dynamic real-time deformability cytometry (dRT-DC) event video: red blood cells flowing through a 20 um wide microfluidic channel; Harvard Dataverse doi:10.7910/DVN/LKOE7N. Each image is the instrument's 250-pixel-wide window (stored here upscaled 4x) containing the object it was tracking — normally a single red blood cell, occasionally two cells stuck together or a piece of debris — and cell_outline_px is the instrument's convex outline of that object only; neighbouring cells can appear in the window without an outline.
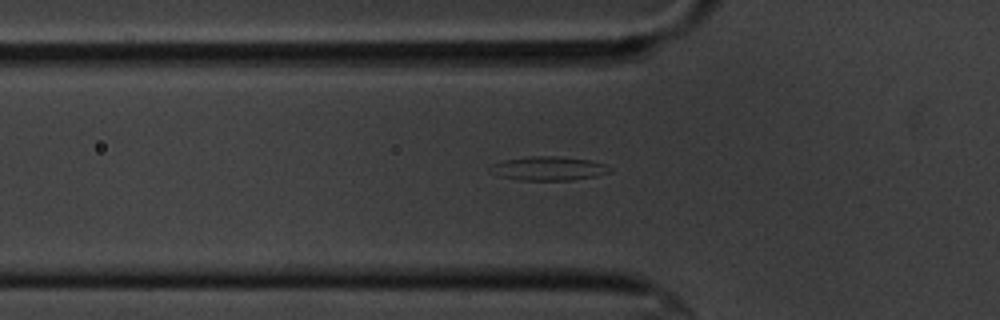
{"species": "common noctule bat (a hibernating species)", "species_latin": "Nyctalus noctula", "temperature_condition": "cold", "stored_images_in_passage": 40, "camera_frame_rate_fps": 3000, "um_per_image_px": 0.085, "animal": {"sex": "male", "body_mass_g": 20.1, "forearm_length_mm": 53.5}, "frame": {"image": 1, "passage_image": 2, "time_ms": 0.333, "image_size_px": [1000, 320], "cell_outline_px": [[612, 172], [596, 176], [572, 180], [520, 180], [500, 176], [488, 168], [504, 160], [528, 156], [556, 156], [588, 160], [604, 164], [612, 168]], "centroid_in_image_um": [46.68, 14.32], "position_along_channel_um": 79.1, "area_um2": 16.47}}
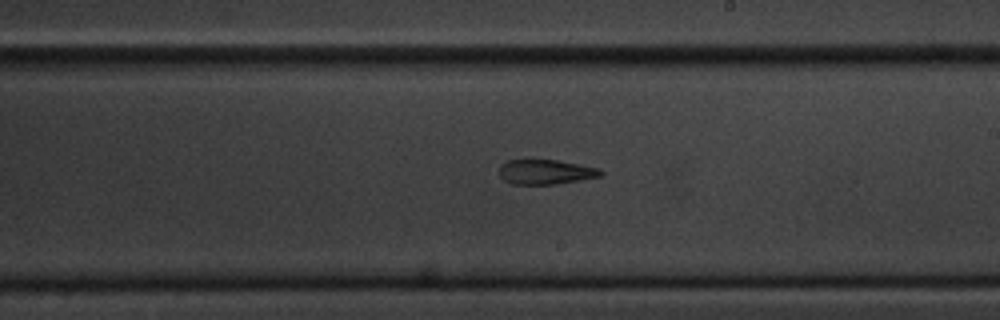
{"frame": {"image": 2, "passage_image": 16, "time_ms": 5.0, "image_size_px": [1000, 320], "cell_outline_px": [[604, 172], [600, 176], [580, 180], [556, 184], [512, 184], [504, 180], [500, 176], [500, 164], [508, 160], [556, 160], [600, 168]], "centroid_in_image_um": [46.38, 14.61], "position_along_channel_um": 242.6, "area_um2": 14.57}}
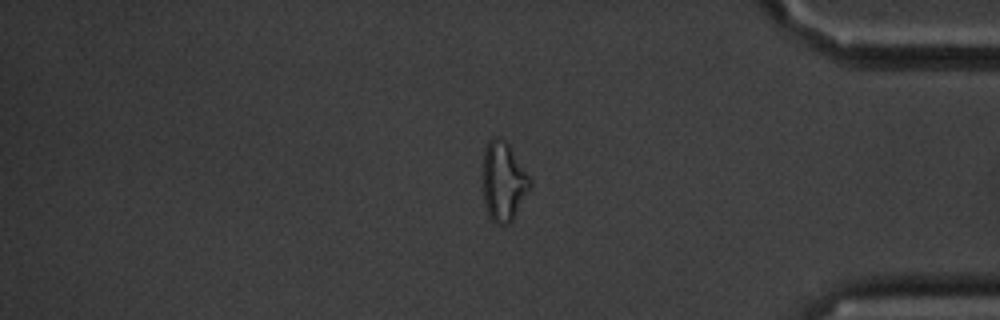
{"frame": {"image": 3, "passage_image": 31, "time_ms": 10.0, "image_size_px": [1000, 320], "cell_outline_px": [[532, 188], [512, 220], [508, 224], [496, 224], [488, 216], [484, 208], [480, 184], [484, 148], [488, 140], [496, 136], [500, 136], [508, 144], [532, 180]], "centroid_in_image_um": [42.74, 15.44], "position_along_channel_um": 392.5, "area_um2": 22.77}, "authors_computed_cell_mechanics": {"area_um2": 16.2707, "velocity_mm_per_s": 3.4767, "shape_relaxation_time_tau1_ms": null, "shape_relaxation_time_tau2_ms": 4.1285, "deformation_change_tau1": null, "deformation_change_tau2": 0.1362}}